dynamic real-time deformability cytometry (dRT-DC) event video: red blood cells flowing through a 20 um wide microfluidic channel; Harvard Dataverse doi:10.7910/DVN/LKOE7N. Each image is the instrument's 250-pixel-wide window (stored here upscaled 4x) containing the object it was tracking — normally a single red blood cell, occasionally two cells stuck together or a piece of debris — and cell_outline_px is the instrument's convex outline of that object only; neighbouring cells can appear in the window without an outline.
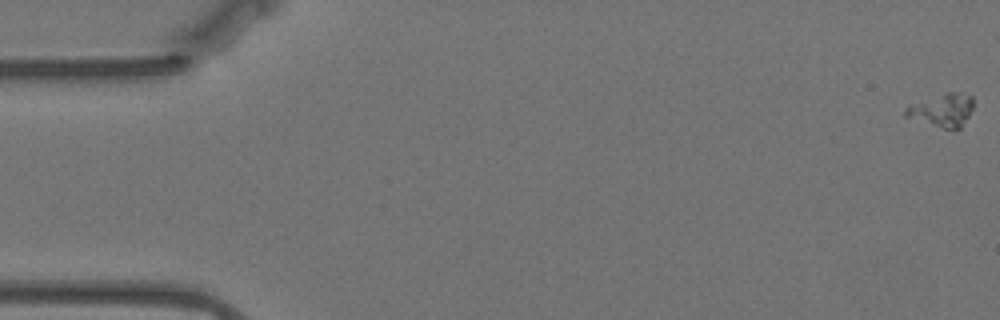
{"species": "Egyptian fruit bat (a non-hibernating species)", "species_latin": "Rousettus aegyptiacus", "temperature_condition": "warm", "stored_images_in_passage": 48, "camera_frame_rate_fps": 3000, "um_per_image_px": 0.085, "animal": {"sex": "female"}, "frame": {"image": 1, "passage_image": 1, "time_ms": 0.0, "image_size_px": [1000, 320], "cell_outline_px": [[972, 108], [968, 116], [960, 128], [944, 128], [904, 116], [904, 108], [948, 92], [960, 92], [972, 96]], "centroid_in_image_um": [80.11, 9.36], "position_along_channel_um": 4.9, "area_um2": 12.43}}
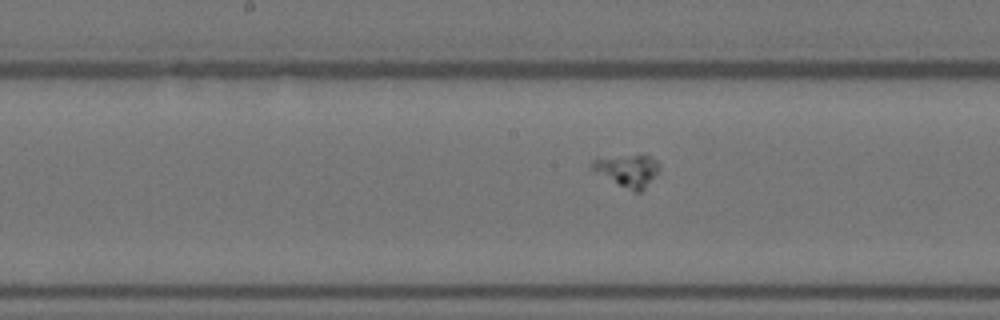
{"frame": {"image": 2, "passage_image": 30, "time_ms": 9.667, "image_size_px": [1000, 320], "cell_outline_px": [[660, 172], [640, 192], [636, 192], [596, 172], [592, 168], [592, 160], [628, 156], [652, 156], [660, 164]], "centroid_in_image_um": [53.45, 14.5], "position_along_channel_um": 194.8, "area_um2": 11.96}}
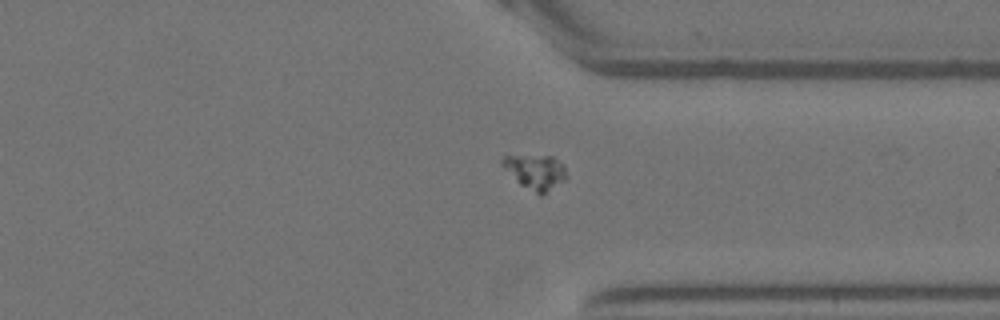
{"frame": {"image": 3, "passage_image": 45, "time_ms": 14.667, "image_size_px": [1000, 320], "cell_outline_px": [[564, 180], [540, 196], [520, 184], [500, 164], [500, 160], [504, 156], [552, 156], [564, 164]], "centroid_in_image_um": [45.48, 14.6], "position_along_channel_um": 365.9, "area_um2": 12.66}}